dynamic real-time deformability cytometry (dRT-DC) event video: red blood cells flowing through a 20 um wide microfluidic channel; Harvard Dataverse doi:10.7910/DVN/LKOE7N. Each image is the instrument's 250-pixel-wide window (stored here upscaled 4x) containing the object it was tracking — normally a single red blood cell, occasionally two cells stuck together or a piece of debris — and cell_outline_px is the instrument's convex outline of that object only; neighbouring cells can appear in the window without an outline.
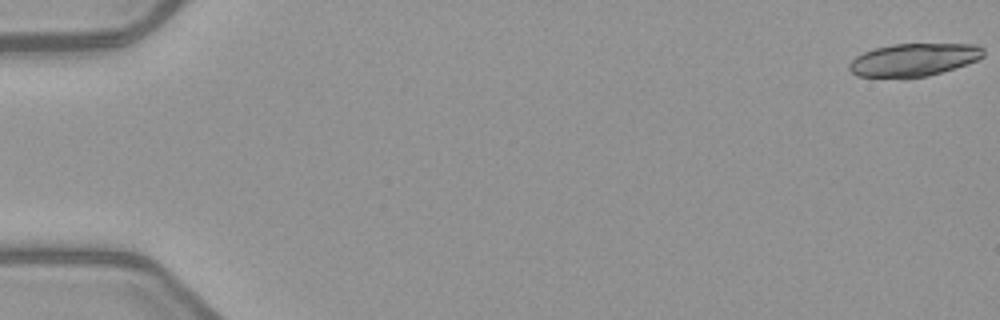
{"species": "common noctule bat (a hibernating species)", "species_latin": "Nyctalus noctula", "temperature_condition": "warm", "stored_images_in_passage": 7, "segment_of_instrument_passage": [1, 2], "camera_frame_rate_fps": 3000, "um_per_image_px": 0.085, "animal": {"sex": "female", "body_mass_g": 21.9}, "frame": {"image": 1, "passage_image": 1, "time_ms": 0.0, "image_size_px": [1000, 320], "cell_outline_px": [[984, 56], [976, 60], [928, 76], [856, 76], [848, 68], [848, 64], [856, 56], [864, 52], [876, 48], [892, 44], [976, 44], [984, 48]], "centroid_in_image_um": [77.67, 5.05], "position_along_channel_um": 7.3, "area_um2": 25.03}}
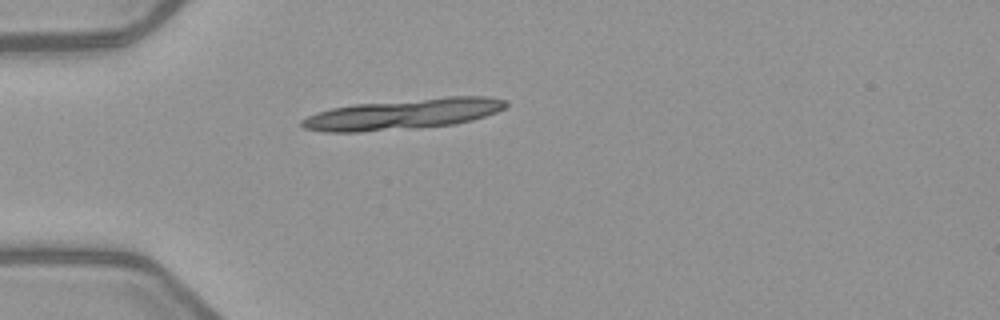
{"frame": {"image": 2, "passage_image": 5, "time_ms": 5.0, "image_size_px": [1000, 320], "cell_outline_px": [[508, 104], [504, 108], [496, 112], [472, 120], [452, 124], [416, 128], [360, 132], [324, 132], [304, 128], [300, 124], [300, 120], [316, 112], [332, 108], [356, 104], [448, 96], [488, 96], [504, 100]], "centroid_in_image_um": [34.24, 9.7], "position_along_channel_um": 50.8, "area_um2": 36.3}}